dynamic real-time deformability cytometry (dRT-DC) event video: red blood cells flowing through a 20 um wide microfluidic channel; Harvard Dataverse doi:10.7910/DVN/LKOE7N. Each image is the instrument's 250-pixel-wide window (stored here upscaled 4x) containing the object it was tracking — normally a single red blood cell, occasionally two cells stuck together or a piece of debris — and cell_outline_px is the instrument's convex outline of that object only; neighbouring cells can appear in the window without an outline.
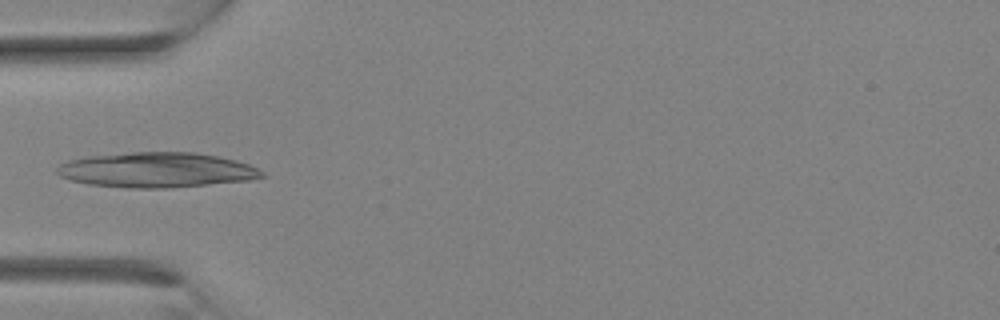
{"species": "Egyptian fruit bat (a non-hibernating species)", "species_latin": "Rousettus aegyptiacus", "temperature_condition": "room temperature", "stored_images_in_passage": 4, "camera_frame_rate_fps": 3000, "um_per_image_px": 0.085, "animal": {"sex": "female"}, "frame": {"image": 1, "passage_image": 4, "time_ms": 3.667, "image_size_px": [1000, 320], "cell_outline_px": [[268, 176], [248, 180], [168, 188], [128, 188], [88, 184], [72, 180], [60, 176], [56, 172], [56, 168], [60, 164], [68, 160], [88, 156], [132, 152], [196, 152], [220, 156], [236, 160], [248, 164], [264, 172]], "centroid_in_image_um": [13.32, 14.44], "position_along_channel_um": 71.7, "area_um2": 41.96}}